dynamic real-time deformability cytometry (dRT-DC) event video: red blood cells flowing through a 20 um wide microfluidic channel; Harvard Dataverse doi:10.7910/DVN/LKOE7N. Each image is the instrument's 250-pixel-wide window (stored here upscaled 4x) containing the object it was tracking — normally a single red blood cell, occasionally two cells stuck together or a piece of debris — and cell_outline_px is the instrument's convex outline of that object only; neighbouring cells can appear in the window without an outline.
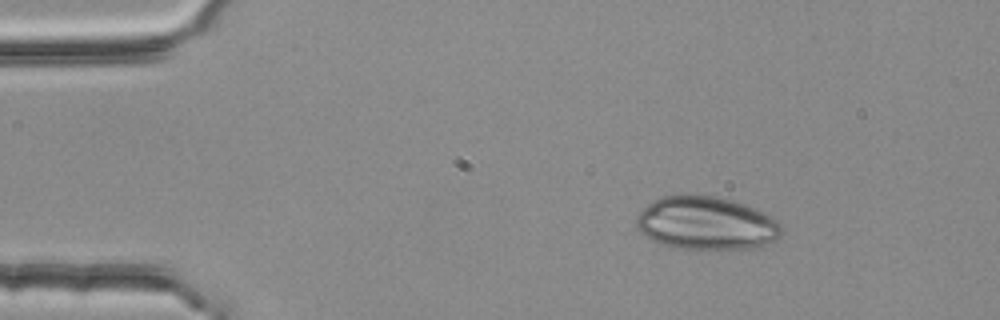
{"species": "common noctule bat (a hibernating species)", "species_latin": "Nyctalus noctula", "temperature_condition": "room temperature", "stored_images_in_passage": 2, "camera_frame_rate_fps": 3000, "um_per_image_px": 0.085, "animal": {"sex": "female", "body_mass_g": 25.1}, "frame": {"image": 1, "passage_image": 1, "time_ms": 0.0, "image_size_px": [1000, 320], "cell_outline_px": [[784, 228], [772, 240], [752, 248], [684, 248], [664, 244], [652, 240], [644, 236], [636, 228], [636, 216], [648, 204], [664, 196], [720, 196], [756, 208], [772, 216]], "centroid_in_image_um": [60.01, 18.96], "position_along_channel_um": 25.0, "area_um2": 44.16}}